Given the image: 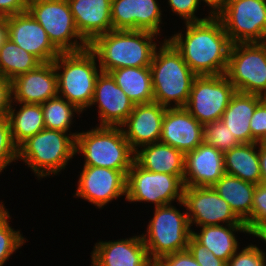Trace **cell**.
<instances>
[{
  "label": "cell",
  "instance_id": "6da1fadb",
  "mask_svg": "<svg viewBox=\"0 0 266 266\" xmlns=\"http://www.w3.org/2000/svg\"><path fill=\"white\" fill-rule=\"evenodd\" d=\"M185 35L177 33L168 40L197 75L225 74L231 41L217 16L185 23Z\"/></svg>",
  "mask_w": 266,
  "mask_h": 266
},
{
  "label": "cell",
  "instance_id": "7a4b0ae2",
  "mask_svg": "<svg viewBox=\"0 0 266 266\" xmlns=\"http://www.w3.org/2000/svg\"><path fill=\"white\" fill-rule=\"evenodd\" d=\"M157 34L143 30H112L96 37L88 48L102 72L125 67H149L157 48Z\"/></svg>",
  "mask_w": 266,
  "mask_h": 266
},
{
  "label": "cell",
  "instance_id": "3957f363",
  "mask_svg": "<svg viewBox=\"0 0 266 266\" xmlns=\"http://www.w3.org/2000/svg\"><path fill=\"white\" fill-rule=\"evenodd\" d=\"M157 51L149 66L154 102L167 108L185 107L197 75L168 39H164ZM172 101L174 106H171Z\"/></svg>",
  "mask_w": 266,
  "mask_h": 266
},
{
  "label": "cell",
  "instance_id": "277c9868",
  "mask_svg": "<svg viewBox=\"0 0 266 266\" xmlns=\"http://www.w3.org/2000/svg\"><path fill=\"white\" fill-rule=\"evenodd\" d=\"M96 55L89 49L60 53L53 60L57 73L58 95L83 112L91 106L97 76ZM62 69V72H59Z\"/></svg>",
  "mask_w": 266,
  "mask_h": 266
},
{
  "label": "cell",
  "instance_id": "5b68a950",
  "mask_svg": "<svg viewBox=\"0 0 266 266\" xmlns=\"http://www.w3.org/2000/svg\"><path fill=\"white\" fill-rule=\"evenodd\" d=\"M75 152L83 154L84 166L120 170L126 176L135 157L120 126L98 125L87 132H79Z\"/></svg>",
  "mask_w": 266,
  "mask_h": 266
},
{
  "label": "cell",
  "instance_id": "8992f818",
  "mask_svg": "<svg viewBox=\"0 0 266 266\" xmlns=\"http://www.w3.org/2000/svg\"><path fill=\"white\" fill-rule=\"evenodd\" d=\"M66 134L44 128L18 147V159L23 160L39 179L58 174L76 154L78 133Z\"/></svg>",
  "mask_w": 266,
  "mask_h": 266
},
{
  "label": "cell",
  "instance_id": "52a82bcc",
  "mask_svg": "<svg viewBox=\"0 0 266 266\" xmlns=\"http://www.w3.org/2000/svg\"><path fill=\"white\" fill-rule=\"evenodd\" d=\"M183 213L171 204L155 207L147 234H141L152 262L162 256L187 250L192 230L187 213Z\"/></svg>",
  "mask_w": 266,
  "mask_h": 266
},
{
  "label": "cell",
  "instance_id": "ba28073f",
  "mask_svg": "<svg viewBox=\"0 0 266 266\" xmlns=\"http://www.w3.org/2000/svg\"><path fill=\"white\" fill-rule=\"evenodd\" d=\"M27 11L61 52H78L89 44L80 36L67 0H30ZM80 40V41H78Z\"/></svg>",
  "mask_w": 266,
  "mask_h": 266
},
{
  "label": "cell",
  "instance_id": "9c48e42d",
  "mask_svg": "<svg viewBox=\"0 0 266 266\" xmlns=\"http://www.w3.org/2000/svg\"><path fill=\"white\" fill-rule=\"evenodd\" d=\"M225 75L237 92L266 98V42L232 44Z\"/></svg>",
  "mask_w": 266,
  "mask_h": 266
},
{
  "label": "cell",
  "instance_id": "30bf717a",
  "mask_svg": "<svg viewBox=\"0 0 266 266\" xmlns=\"http://www.w3.org/2000/svg\"><path fill=\"white\" fill-rule=\"evenodd\" d=\"M235 93L225 74L197 76L184 108L202 125L219 121Z\"/></svg>",
  "mask_w": 266,
  "mask_h": 266
},
{
  "label": "cell",
  "instance_id": "8fae6325",
  "mask_svg": "<svg viewBox=\"0 0 266 266\" xmlns=\"http://www.w3.org/2000/svg\"><path fill=\"white\" fill-rule=\"evenodd\" d=\"M184 183L176 175L150 172L135 161L128 170L126 199L128 202H152L155 207L183 200Z\"/></svg>",
  "mask_w": 266,
  "mask_h": 266
},
{
  "label": "cell",
  "instance_id": "7c38bea8",
  "mask_svg": "<svg viewBox=\"0 0 266 266\" xmlns=\"http://www.w3.org/2000/svg\"><path fill=\"white\" fill-rule=\"evenodd\" d=\"M217 17L232 44L266 42V2L229 0Z\"/></svg>",
  "mask_w": 266,
  "mask_h": 266
},
{
  "label": "cell",
  "instance_id": "4fadbf2b",
  "mask_svg": "<svg viewBox=\"0 0 266 266\" xmlns=\"http://www.w3.org/2000/svg\"><path fill=\"white\" fill-rule=\"evenodd\" d=\"M191 226L245 224L232 211L230 205L218 195L213 187L184 186L183 200ZM222 222V224H220Z\"/></svg>",
  "mask_w": 266,
  "mask_h": 266
},
{
  "label": "cell",
  "instance_id": "5bb4252c",
  "mask_svg": "<svg viewBox=\"0 0 266 266\" xmlns=\"http://www.w3.org/2000/svg\"><path fill=\"white\" fill-rule=\"evenodd\" d=\"M127 176L120 170L83 166L74 196L88 200L98 208L120 196L126 197Z\"/></svg>",
  "mask_w": 266,
  "mask_h": 266
},
{
  "label": "cell",
  "instance_id": "9a60e30c",
  "mask_svg": "<svg viewBox=\"0 0 266 266\" xmlns=\"http://www.w3.org/2000/svg\"><path fill=\"white\" fill-rule=\"evenodd\" d=\"M7 38L33 54L42 63L53 62L61 53L50 41L43 27L28 11L6 17Z\"/></svg>",
  "mask_w": 266,
  "mask_h": 266
},
{
  "label": "cell",
  "instance_id": "2e32d148",
  "mask_svg": "<svg viewBox=\"0 0 266 266\" xmlns=\"http://www.w3.org/2000/svg\"><path fill=\"white\" fill-rule=\"evenodd\" d=\"M156 1L112 0L113 30H143L160 35L162 11Z\"/></svg>",
  "mask_w": 266,
  "mask_h": 266
},
{
  "label": "cell",
  "instance_id": "e0dca14e",
  "mask_svg": "<svg viewBox=\"0 0 266 266\" xmlns=\"http://www.w3.org/2000/svg\"><path fill=\"white\" fill-rule=\"evenodd\" d=\"M98 104L100 126H121L133 111L134 103L109 73L100 71L91 106Z\"/></svg>",
  "mask_w": 266,
  "mask_h": 266
},
{
  "label": "cell",
  "instance_id": "ac0fdd59",
  "mask_svg": "<svg viewBox=\"0 0 266 266\" xmlns=\"http://www.w3.org/2000/svg\"><path fill=\"white\" fill-rule=\"evenodd\" d=\"M167 107L157 102L137 104L123 127L125 139L135 152L138 147L153 144L160 141L162 122ZM126 127V128H124Z\"/></svg>",
  "mask_w": 266,
  "mask_h": 266
},
{
  "label": "cell",
  "instance_id": "d6986e66",
  "mask_svg": "<svg viewBox=\"0 0 266 266\" xmlns=\"http://www.w3.org/2000/svg\"><path fill=\"white\" fill-rule=\"evenodd\" d=\"M160 142L186 154L204 142L203 125L184 107L167 108Z\"/></svg>",
  "mask_w": 266,
  "mask_h": 266
},
{
  "label": "cell",
  "instance_id": "ffe728a7",
  "mask_svg": "<svg viewBox=\"0 0 266 266\" xmlns=\"http://www.w3.org/2000/svg\"><path fill=\"white\" fill-rule=\"evenodd\" d=\"M224 153L202 142L185 154L183 183L189 187H212L224 174Z\"/></svg>",
  "mask_w": 266,
  "mask_h": 266
},
{
  "label": "cell",
  "instance_id": "44dd1931",
  "mask_svg": "<svg viewBox=\"0 0 266 266\" xmlns=\"http://www.w3.org/2000/svg\"><path fill=\"white\" fill-rule=\"evenodd\" d=\"M57 95V73L53 62L41 63L12 80L14 102L42 104Z\"/></svg>",
  "mask_w": 266,
  "mask_h": 266
},
{
  "label": "cell",
  "instance_id": "7402d4cb",
  "mask_svg": "<svg viewBox=\"0 0 266 266\" xmlns=\"http://www.w3.org/2000/svg\"><path fill=\"white\" fill-rule=\"evenodd\" d=\"M92 266H151L141 236L117 241H100L91 253Z\"/></svg>",
  "mask_w": 266,
  "mask_h": 266
},
{
  "label": "cell",
  "instance_id": "603a6c76",
  "mask_svg": "<svg viewBox=\"0 0 266 266\" xmlns=\"http://www.w3.org/2000/svg\"><path fill=\"white\" fill-rule=\"evenodd\" d=\"M80 36L90 44L96 37L112 31V0H67Z\"/></svg>",
  "mask_w": 266,
  "mask_h": 266
},
{
  "label": "cell",
  "instance_id": "cb8c5ba5",
  "mask_svg": "<svg viewBox=\"0 0 266 266\" xmlns=\"http://www.w3.org/2000/svg\"><path fill=\"white\" fill-rule=\"evenodd\" d=\"M134 161L143 169L178 176L182 181L185 171V154L162 142L142 146L135 151Z\"/></svg>",
  "mask_w": 266,
  "mask_h": 266
},
{
  "label": "cell",
  "instance_id": "d4e9b609",
  "mask_svg": "<svg viewBox=\"0 0 266 266\" xmlns=\"http://www.w3.org/2000/svg\"><path fill=\"white\" fill-rule=\"evenodd\" d=\"M264 97L237 92L232 96L221 121L229 128L239 144L252 143L250 119Z\"/></svg>",
  "mask_w": 266,
  "mask_h": 266
},
{
  "label": "cell",
  "instance_id": "484cf974",
  "mask_svg": "<svg viewBox=\"0 0 266 266\" xmlns=\"http://www.w3.org/2000/svg\"><path fill=\"white\" fill-rule=\"evenodd\" d=\"M200 233L192 230V236L217 258L228 263L239 249L235 232L248 233L245 224L200 226Z\"/></svg>",
  "mask_w": 266,
  "mask_h": 266
},
{
  "label": "cell",
  "instance_id": "4316f807",
  "mask_svg": "<svg viewBox=\"0 0 266 266\" xmlns=\"http://www.w3.org/2000/svg\"><path fill=\"white\" fill-rule=\"evenodd\" d=\"M212 187L242 222L250 217L255 184L225 173Z\"/></svg>",
  "mask_w": 266,
  "mask_h": 266
},
{
  "label": "cell",
  "instance_id": "83f0119b",
  "mask_svg": "<svg viewBox=\"0 0 266 266\" xmlns=\"http://www.w3.org/2000/svg\"><path fill=\"white\" fill-rule=\"evenodd\" d=\"M108 73L134 105L154 102L150 67H125Z\"/></svg>",
  "mask_w": 266,
  "mask_h": 266
},
{
  "label": "cell",
  "instance_id": "f1b7e54d",
  "mask_svg": "<svg viewBox=\"0 0 266 266\" xmlns=\"http://www.w3.org/2000/svg\"><path fill=\"white\" fill-rule=\"evenodd\" d=\"M258 142L239 144L224 153L226 174L255 185L261 183ZM256 150V151H255Z\"/></svg>",
  "mask_w": 266,
  "mask_h": 266
},
{
  "label": "cell",
  "instance_id": "f546056e",
  "mask_svg": "<svg viewBox=\"0 0 266 266\" xmlns=\"http://www.w3.org/2000/svg\"><path fill=\"white\" fill-rule=\"evenodd\" d=\"M19 111L11 108L8 111L11 136L14 144L19 147L29 137L34 136L45 128L41 104L17 103Z\"/></svg>",
  "mask_w": 266,
  "mask_h": 266
},
{
  "label": "cell",
  "instance_id": "4dcf8cb0",
  "mask_svg": "<svg viewBox=\"0 0 266 266\" xmlns=\"http://www.w3.org/2000/svg\"><path fill=\"white\" fill-rule=\"evenodd\" d=\"M42 62L28 53L9 38L0 46V76L9 80L34 70Z\"/></svg>",
  "mask_w": 266,
  "mask_h": 266
},
{
  "label": "cell",
  "instance_id": "1f68e13d",
  "mask_svg": "<svg viewBox=\"0 0 266 266\" xmlns=\"http://www.w3.org/2000/svg\"><path fill=\"white\" fill-rule=\"evenodd\" d=\"M46 129L67 131L73 124L74 112L81 111L63 97L57 95L41 104ZM73 116V117H72Z\"/></svg>",
  "mask_w": 266,
  "mask_h": 266
},
{
  "label": "cell",
  "instance_id": "d6a6232c",
  "mask_svg": "<svg viewBox=\"0 0 266 266\" xmlns=\"http://www.w3.org/2000/svg\"><path fill=\"white\" fill-rule=\"evenodd\" d=\"M9 211L0 215V266H3L10 256L16 252L26 241L19 230L15 231L10 225Z\"/></svg>",
  "mask_w": 266,
  "mask_h": 266
},
{
  "label": "cell",
  "instance_id": "836d02e7",
  "mask_svg": "<svg viewBox=\"0 0 266 266\" xmlns=\"http://www.w3.org/2000/svg\"><path fill=\"white\" fill-rule=\"evenodd\" d=\"M204 142L225 153L239 145L229 128L221 121L203 125Z\"/></svg>",
  "mask_w": 266,
  "mask_h": 266
},
{
  "label": "cell",
  "instance_id": "e575fe53",
  "mask_svg": "<svg viewBox=\"0 0 266 266\" xmlns=\"http://www.w3.org/2000/svg\"><path fill=\"white\" fill-rule=\"evenodd\" d=\"M250 235L266 226V184H257L253 194L252 212L244 222Z\"/></svg>",
  "mask_w": 266,
  "mask_h": 266
},
{
  "label": "cell",
  "instance_id": "d590c367",
  "mask_svg": "<svg viewBox=\"0 0 266 266\" xmlns=\"http://www.w3.org/2000/svg\"><path fill=\"white\" fill-rule=\"evenodd\" d=\"M16 160H18V147L12 140L8 116L0 115V173Z\"/></svg>",
  "mask_w": 266,
  "mask_h": 266
},
{
  "label": "cell",
  "instance_id": "8d00e7d4",
  "mask_svg": "<svg viewBox=\"0 0 266 266\" xmlns=\"http://www.w3.org/2000/svg\"><path fill=\"white\" fill-rule=\"evenodd\" d=\"M266 253L256 245H248L229 259L227 266H266Z\"/></svg>",
  "mask_w": 266,
  "mask_h": 266
},
{
  "label": "cell",
  "instance_id": "74e56055",
  "mask_svg": "<svg viewBox=\"0 0 266 266\" xmlns=\"http://www.w3.org/2000/svg\"><path fill=\"white\" fill-rule=\"evenodd\" d=\"M250 129L252 143H266V98L256 106L250 119Z\"/></svg>",
  "mask_w": 266,
  "mask_h": 266
},
{
  "label": "cell",
  "instance_id": "f35d334b",
  "mask_svg": "<svg viewBox=\"0 0 266 266\" xmlns=\"http://www.w3.org/2000/svg\"><path fill=\"white\" fill-rule=\"evenodd\" d=\"M189 252L200 266H227V263L217 258L212 252L201 245L192 235L188 241Z\"/></svg>",
  "mask_w": 266,
  "mask_h": 266
},
{
  "label": "cell",
  "instance_id": "ab89813d",
  "mask_svg": "<svg viewBox=\"0 0 266 266\" xmlns=\"http://www.w3.org/2000/svg\"><path fill=\"white\" fill-rule=\"evenodd\" d=\"M171 10L188 22H198L209 18H198L195 13L199 7V0H168Z\"/></svg>",
  "mask_w": 266,
  "mask_h": 266
},
{
  "label": "cell",
  "instance_id": "60d3db41",
  "mask_svg": "<svg viewBox=\"0 0 266 266\" xmlns=\"http://www.w3.org/2000/svg\"><path fill=\"white\" fill-rule=\"evenodd\" d=\"M153 264L155 266H200L188 249L162 256Z\"/></svg>",
  "mask_w": 266,
  "mask_h": 266
},
{
  "label": "cell",
  "instance_id": "b9f144b4",
  "mask_svg": "<svg viewBox=\"0 0 266 266\" xmlns=\"http://www.w3.org/2000/svg\"><path fill=\"white\" fill-rule=\"evenodd\" d=\"M12 103V81L0 76V115H7Z\"/></svg>",
  "mask_w": 266,
  "mask_h": 266
},
{
  "label": "cell",
  "instance_id": "7bdbcfd3",
  "mask_svg": "<svg viewBox=\"0 0 266 266\" xmlns=\"http://www.w3.org/2000/svg\"><path fill=\"white\" fill-rule=\"evenodd\" d=\"M30 0H0V17L6 18L27 11Z\"/></svg>",
  "mask_w": 266,
  "mask_h": 266
},
{
  "label": "cell",
  "instance_id": "ee69618b",
  "mask_svg": "<svg viewBox=\"0 0 266 266\" xmlns=\"http://www.w3.org/2000/svg\"><path fill=\"white\" fill-rule=\"evenodd\" d=\"M258 146L261 183L266 184V143H259Z\"/></svg>",
  "mask_w": 266,
  "mask_h": 266
},
{
  "label": "cell",
  "instance_id": "f6af8a7d",
  "mask_svg": "<svg viewBox=\"0 0 266 266\" xmlns=\"http://www.w3.org/2000/svg\"><path fill=\"white\" fill-rule=\"evenodd\" d=\"M201 3V0H199ZM207 3V6L211 7L212 10L209 13V16H217L228 4L229 0H202Z\"/></svg>",
  "mask_w": 266,
  "mask_h": 266
},
{
  "label": "cell",
  "instance_id": "bcb514c9",
  "mask_svg": "<svg viewBox=\"0 0 266 266\" xmlns=\"http://www.w3.org/2000/svg\"><path fill=\"white\" fill-rule=\"evenodd\" d=\"M7 39V24L6 18L0 17V46Z\"/></svg>",
  "mask_w": 266,
  "mask_h": 266
},
{
  "label": "cell",
  "instance_id": "7dc6e473",
  "mask_svg": "<svg viewBox=\"0 0 266 266\" xmlns=\"http://www.w3.org/2000/svg\"><path fill=\"white\" fill-rule=\"evenodd\" d=\"M253 236H256L266 243V226L261 227Z\"/></svg>",
  "mask_w": 266,
  "mask_h": 266
},
{
  "label": "cell",
  "instance_id": "c3c4849f",
  "mask_svg": "<svg viewBox=\"0 0 266 266\" xmlns=\"http://www.w3.org/2000/svg\"><path fill=\"white\" fill-rule=\"evenodd\" d=\"M5 210H7V209L4 207L3 202H0V215H1Z\"/></svg>",
  "mask_w": 266,
  "mask_h": 266
}]
</instances>
